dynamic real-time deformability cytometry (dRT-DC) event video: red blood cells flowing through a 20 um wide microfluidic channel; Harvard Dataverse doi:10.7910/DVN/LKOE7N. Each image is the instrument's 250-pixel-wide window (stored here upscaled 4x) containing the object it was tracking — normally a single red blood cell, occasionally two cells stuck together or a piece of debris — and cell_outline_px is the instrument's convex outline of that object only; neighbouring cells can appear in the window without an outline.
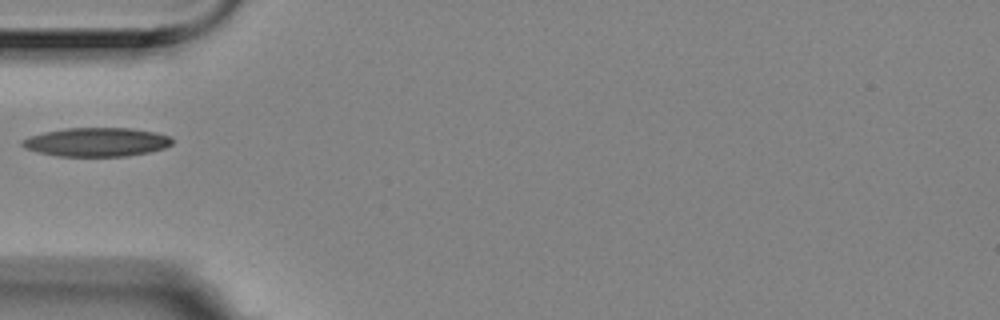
{"species": "Egyptian fruit bat (a non-hibernating species)", "species_latin": "Rousettus aegyptiacus", "temperature_condition": "room temperature", "stored_images_in_passage": 2, "camera_frame_rate_fps": 3000, "um_per_image_px": 0.085, "animal": {"sex": "female"}, "frame": {"image": 1, "passage_image": 1, "time_ms": 0.0, "image_size_px": [1000, 320], "cell_outline_px": [[172, 144], [164, 148], [148, 152], [128, 156], [56, 156], [24, 148], [20, 144], [20, 140], [28, 136], [44, 132], [68, 128], [132, 128], [156, 132], [168, 136], [172, 140]], "centroid_in_image_um": [8.18, 12.07], "position_along_channel_um": 76.8, "area_um2": 25.2}}
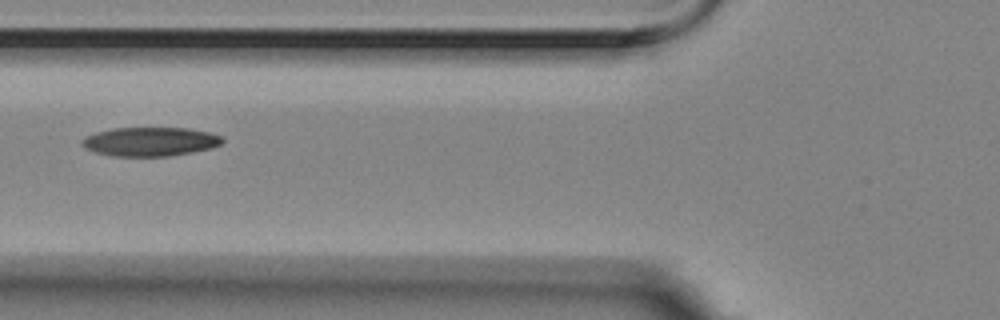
{"frame": {"image": 2, "passage_image": 2, "time_ms": 0.333, "image_size_px": [1000, 320], "cell_outline_px": [[224, 140], [220, 144], [212, 148], [192, 152], [168, 156], [112, 156], [96, 152], [84, 148], [80, 144], [80, 140], [84, 136], [96, 132], [112, 128], [188, 128], [208, 132], [220, 136]], "centroid_in_image_um": [12.71, 12.03], "position_along_channel_um": 113.1, "area_um2": 23.76}}